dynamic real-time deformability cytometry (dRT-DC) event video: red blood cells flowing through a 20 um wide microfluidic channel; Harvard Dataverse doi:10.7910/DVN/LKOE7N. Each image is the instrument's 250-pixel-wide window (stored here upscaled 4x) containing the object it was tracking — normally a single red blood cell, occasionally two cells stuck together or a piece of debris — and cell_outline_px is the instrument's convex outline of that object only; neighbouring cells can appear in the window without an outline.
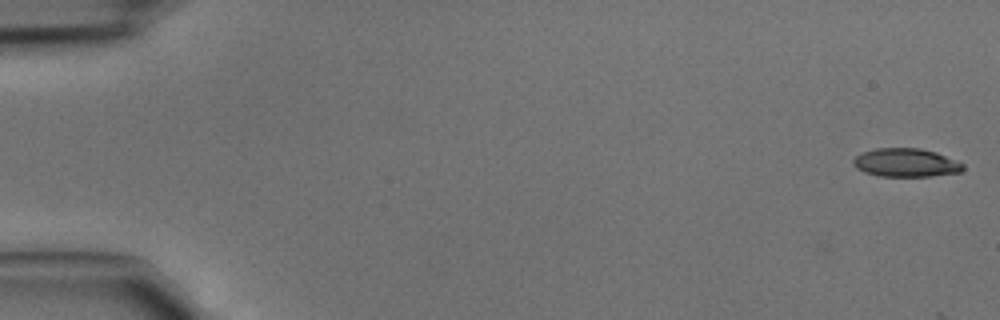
{"species": "common noctule bat (a hibernating species)", "species_latin": "Nyctalus noctula", "temperature_condition": "cold", "stored_images_in_passage": 45, "camera_frame_rate_fps": 3000, "um_per_image_px": 0.085, "animal": {"sex": "male", "body_mass_g": 15.6}, "frame": {"image": 1, "passage_image": 1, "time_ms": 0.0, "image_size_px": [1000, 320], "cell_outline_px": [[964, 168], [960, 172], [932, 176], [880, 176], [864, 172], [856, 168], [852, 164], [852, 160], [856, 156], [864, 152], [876, 148], [920, 148], [936, 152], [964, 164]], "centroid_in_image_um": [76.98, 13.83], "position_along_channel_um": 8.0, "area_um2": 18.15}}
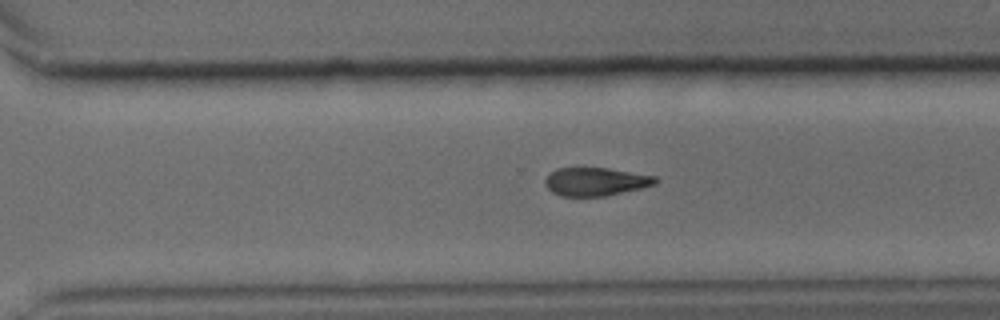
{"frame": {"image": 2, "passage_image": 32, "time_ms": 10.333, "image_size_px": [1000, 320], "cell_outline_px": [[656, 184], [640, 188], [604, 196], [560, 196], [552, 192], [544, 184], [544, 180], [556, 168], [608, 168], [656, 176]], "centroid_in_image_um": [50.6, 15.44], "position_along_channel_um": 320.0, "area_um2": 17.98}}
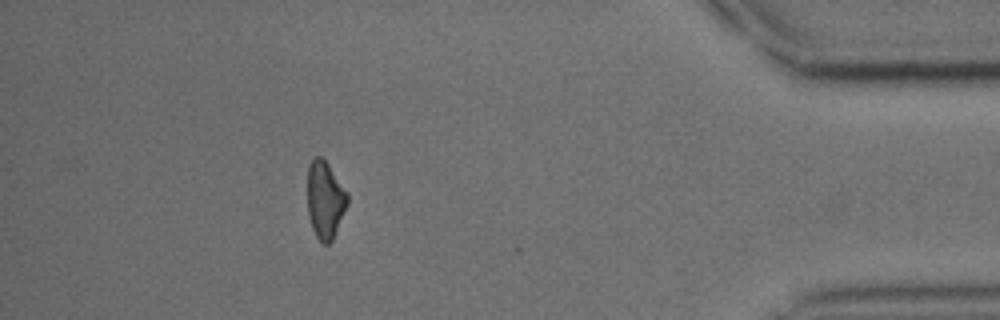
{"frame": {"image": 3, "passage_image": 41, "time_ms": 13.333, "image_size_px": [1000, 320], "cell_outline_px": [[348, 204], [332, 240], [328, 244], [324, 244], [316, 236], [312, 228], [308, 216], [308, 164], [316, 156], [320, 156], [328, 164], [348, 192]], "centroid_in_image_um": [27.64, 16.98], "position_along_channel_um": 407.6, "area_um2": 17.98}}